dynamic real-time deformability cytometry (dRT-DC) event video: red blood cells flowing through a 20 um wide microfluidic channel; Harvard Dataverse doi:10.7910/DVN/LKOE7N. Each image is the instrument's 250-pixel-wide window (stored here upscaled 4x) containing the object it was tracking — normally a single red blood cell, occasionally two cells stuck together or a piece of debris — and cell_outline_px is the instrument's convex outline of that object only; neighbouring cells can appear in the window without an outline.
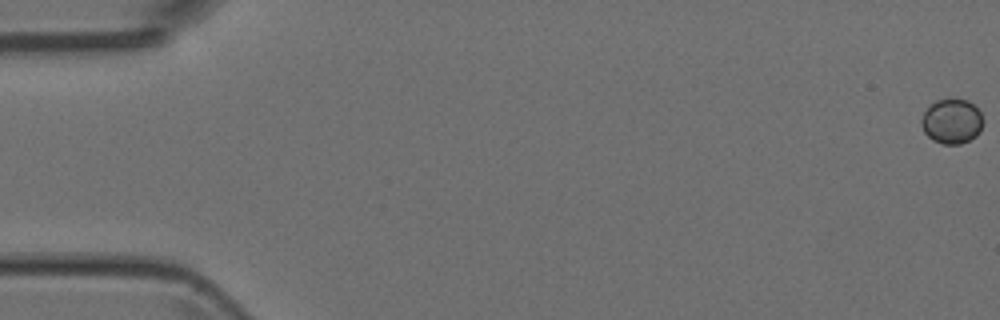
{"species": "Egyptian fruit bat (a non-hibernating species)", "species_latin": "Rousettus aegyptiacus", "temperature_condition": "room temperature", "stored_images_in_passage": 6, "camera_frame_rate_fps": 3000, "um_per_image_px": 0.085, "animal": {"sex": "female"}, "frame": {"image": 1, "passage_image": 1, "time_ms": 0.0, "image_size_px": [1000, 320], "cell_outline_px": [[984, 120], [980, 132], [976, 136], [960, 144], [944, 144], [932, 140], [924, 132], [920, 124], [920, 120], [924, 112], [936, 100], [948, 96], [968, 100], [980, 112]], "centroid_in_image_um": [80.9, 10.28], "position_along_channel_um": 4.1, "area_um2": 16.47}}
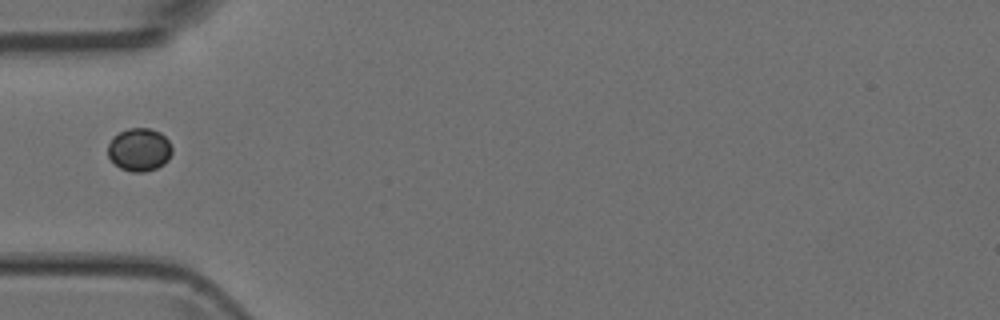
{"frame": {"image": 2, "passage_image": 5, "time_ms": 5.667, "image_size_px": [1000, 320], "cell_outline_px": [[172, 152], [168, 160], [164, 164], [156, 168], [144, 172], [132, 172], [120, 168], [108, 156], [108, 144], [120, 132], [128, 128], [148, 128], [160, 132], [168, 140], [172, 148]], "centroid_in_image_um": [11.86, 12.73], "position_along_channel_um": 73.1, "area_um2": 15.95}}
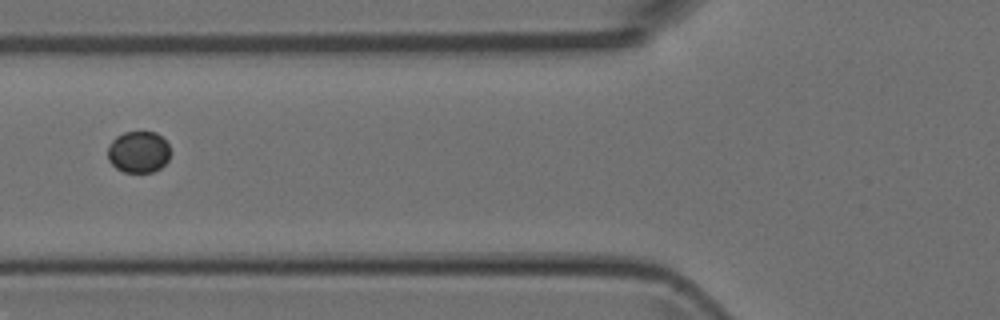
{"frame": {"image": 3, "passage_image": 6, "time_ms": 6.667, "image_size_px": [1000, 320], "cell_outline_px": [[168, 160], [160, 168], [152, 172], [124, 172], [116, 168], [108, 160], [108, 148], [112, 140], [116, 136], [124, 132], [156, 132], [168, 144]], "centroid_in_image_um": [11.75, 12.92], "position_along_channel_um": 114.1, "area_um2": 15.03}}